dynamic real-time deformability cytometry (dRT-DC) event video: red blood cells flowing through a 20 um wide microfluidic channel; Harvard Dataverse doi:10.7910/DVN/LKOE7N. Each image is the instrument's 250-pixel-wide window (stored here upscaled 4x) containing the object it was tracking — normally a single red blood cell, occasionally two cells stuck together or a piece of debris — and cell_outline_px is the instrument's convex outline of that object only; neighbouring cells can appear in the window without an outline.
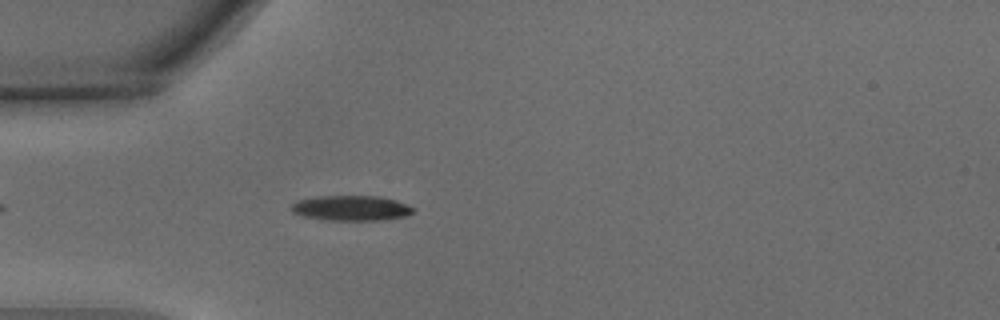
{"species": "common noctule bat (a hibernating species)", "species_latin": "Nyctalus noctula", "temperature_condition": "warm", "stored_images_in_passage": 43, "camera_frame_rate_fps": 3000, "um_per_image_px": 0.085, "animal": {"sex": "male", "body_mass_g": 15.6}, "frame": {"image": 1, "passage_image": 7, "time_ms": 2.0, "image_size_px": [1000, 320], "cell_outline_px": [[412, 212], [404, 216], [384, 220], [320, 220], [304, 216], [292, 212], [292, 204], [296, 200], [320, 196], [380, 196], [396, 200], [408, 204], [412, 208]], "centroid_in_image_um": [29.83, 17.69], "position_along_channel_um": 55.2, "area_um2": 17.86}}
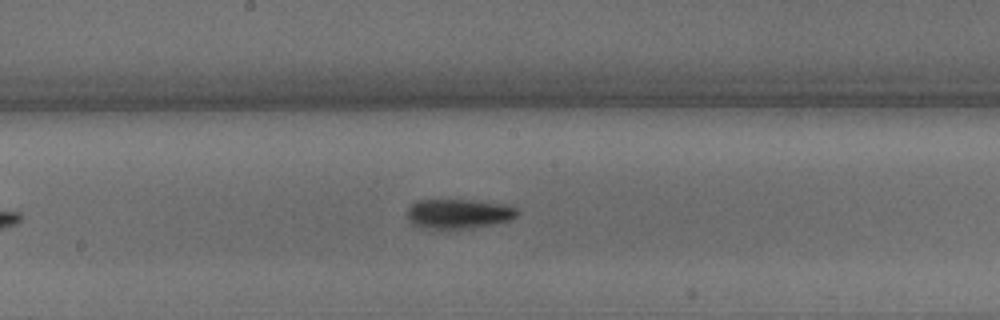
{"frame": {"image": 2, "passage_image": 20, "time_ms": 6.333, "image_size_px": [1000, 320], "cell_outline_px": [[520, 212], [516, 216], [508, 220], [492, 224], [464, 228], [428, 228], [412, 224], [408, 220], [408, 208], [416, 200], [472, 200], [520, 208]], "centroid_in_image_um": [38.95, 18.16], "position_along_channel_um": 209.2, "area_um2": 18.55}}
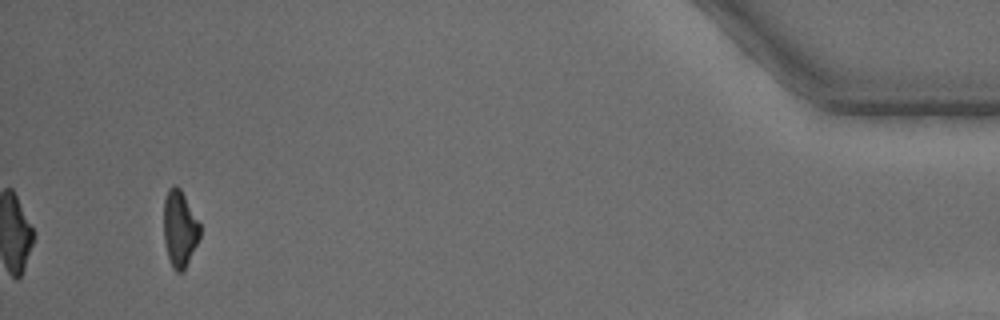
{"frame": {"image": 3, "passage_image": 43, "time_ms": 14.0, "image_size_px": [1000, 320], "cell_outline_px": [[200, 236], [184, 272], [176, 272], [172, 268], [168, 256], [164, 240], [164, 196], [168, 188], [176, 184], [180, 188], [200, 224]], "centroid_in_image_um": [15.26, 19.44], "position_along_channel_um": 419.9, "area_um2": 16.18}, "authors_computed_cell_mechanics": {"area_um2": 17.8024, "velocity_mm_per_s": 3.7002, "shape_relaxation_time_tau1_ms": 4.0506, "shape_relaxation_time_tau2_ms": null, "deformation_change_tau1": 0.143, "deformation_change_tau2": null}}